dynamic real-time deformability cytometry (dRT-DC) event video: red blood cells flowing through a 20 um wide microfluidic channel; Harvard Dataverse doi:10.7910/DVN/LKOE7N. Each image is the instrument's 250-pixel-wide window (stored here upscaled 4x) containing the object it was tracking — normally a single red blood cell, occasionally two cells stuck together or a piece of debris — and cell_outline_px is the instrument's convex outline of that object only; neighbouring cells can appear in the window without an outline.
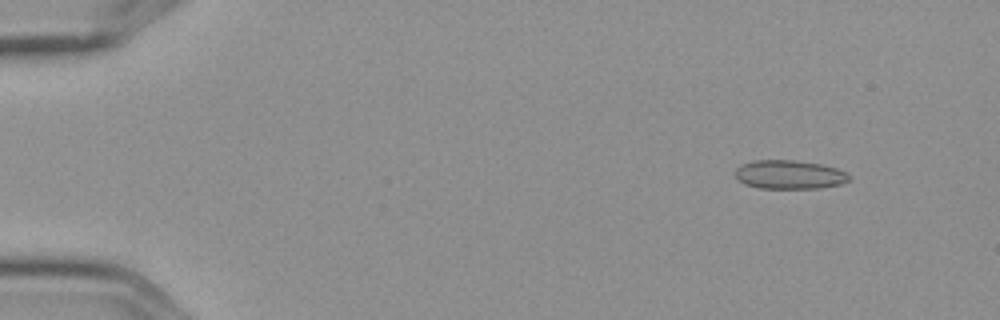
{"species": "Egyptian fruit bat (a non-hibernating species)", "species_latin": "Rousettus aegyptiacus", "temperature_condition": "cold", "stored_images_in_passage": 6, "camera_frame_rate_fps": 3000, "um_per_image_px": 0.085, "frame": {"image": 1, "passage_image": 2, "time_ms": 0.333, "image_size_px": [1000, 320], "cell_outline_px": [[852, 180], [840, 184], [820, 188], [760, 188], [744, 184], [736, 176], [736, 168], [740, 164], [752, 160], [796, 160], [820, 164], [836, 168], [844, 172]], "centroid_in_image_um": [67.08, 14.83], "position_along_channel_um": 17.9, "area_um2": 19.07}}
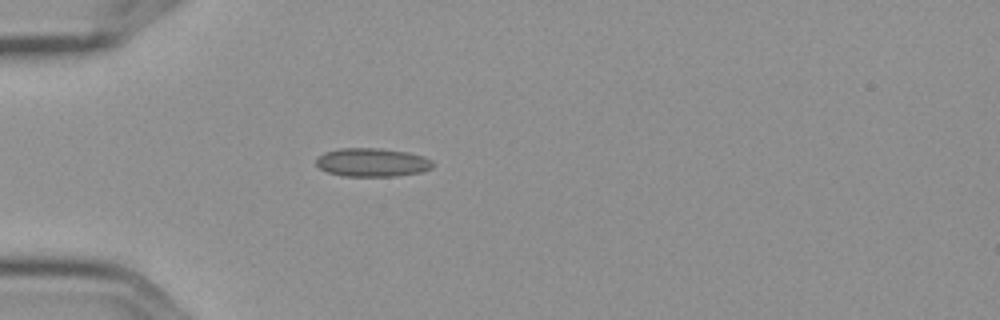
{"frame": {"image": 2, "passage_image": 5, "time_ms": 1.333, "image_size_px": [1000, 320], "cell_outline_px": [[436, 164], [432, 168], [420, 172], [396, 176], [340, 176], [328, 172], [320, 168], [316, 164], [316, 156], [324, 152], [340, 148], [380, 148], [408, 152], [424, 156], [432, 160]], "centroid_in_image_um": [31.64, 13.8], "position_along_channel_um": 53.4, "area_um2": 19.65}}